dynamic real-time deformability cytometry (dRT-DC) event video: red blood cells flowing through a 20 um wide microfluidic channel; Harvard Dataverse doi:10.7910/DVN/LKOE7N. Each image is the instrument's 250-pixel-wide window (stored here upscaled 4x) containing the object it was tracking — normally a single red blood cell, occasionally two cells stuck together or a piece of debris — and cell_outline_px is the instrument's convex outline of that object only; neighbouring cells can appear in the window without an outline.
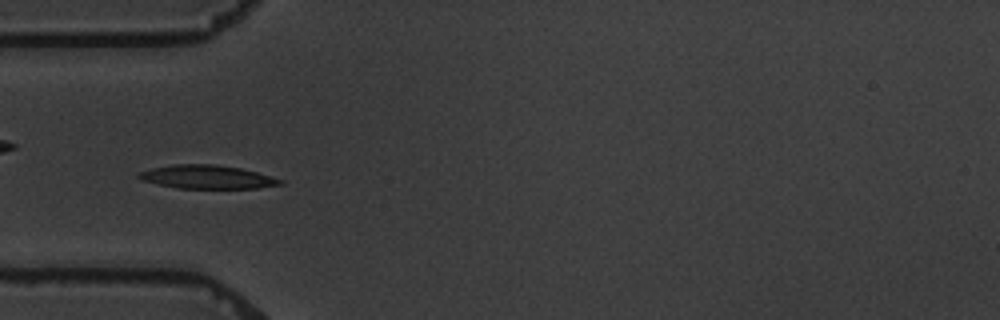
{"species": "common noctule bat (a hibernating species)", "species_latin": "Nyctalus noctula", "temperature_condition": "warm", "stored_images_in_passage": 4, "camera_frame_rate_fps": 3000, "um_per_image_px": 0.085, "animal": {"sex": "male", "body_mass_g": 19.5, "forearm_length_mm": 54.6}, "frame": {"image": 1, "passage_image": 3, "time_ms": 2.333, "image_size_px": [1000, 320], "cell_outline_px": [[284, 184], [256, 188], [176, 188], [140, 180], [136, 176], [140, 172], [152, 168], [172, 164], [216, 164], [240, 168], [256, 172], [284, 180]], "centroid_in_image_um": [17.59, 15.04], "position_along_channel_um": 67.4, "area_um2": 19.36}}